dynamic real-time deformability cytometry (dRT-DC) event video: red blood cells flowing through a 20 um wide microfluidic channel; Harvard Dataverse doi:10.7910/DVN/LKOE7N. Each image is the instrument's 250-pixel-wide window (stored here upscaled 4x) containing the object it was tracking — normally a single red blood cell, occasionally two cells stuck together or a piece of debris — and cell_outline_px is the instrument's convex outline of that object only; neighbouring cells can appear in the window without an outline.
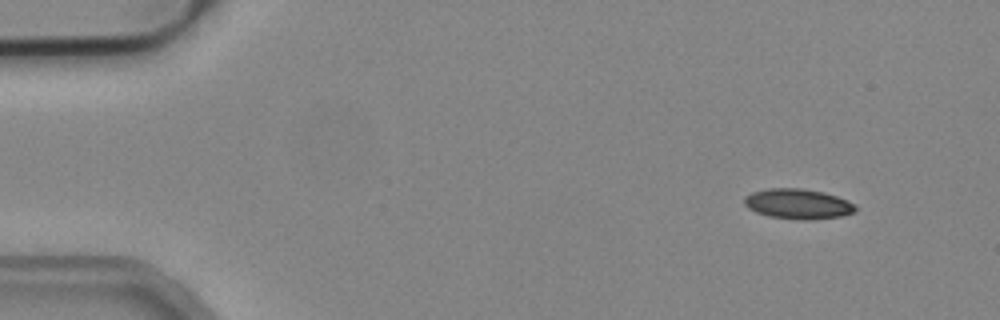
{"species": "common noctule bat (a hibernating species)", "species_latin": "Nyctalus noctula", "temperature_condition": "cold", "stored_images_in_passage": 4, "camera_frame_rate_fps": 3000, "um_per_image_px": 0.085, "animal": {"sex": "male", "body_mass_g": 19.2, "forearm_length_mm": 51.8}, "frame": {"image": 1, "passage_image": 1, "time_ms": 0.0, "image_size_px": [1000, 320], "cell_outline_px": [[856, 212], [840, 216], [768, 216], [756, 212], [748, 208], [744, 204], [744, 196], [752, 192], [768, 188], [804, 188], [824, 192], [848, 200], [856, 204]], "centroid_in_image_um": [67.8, 17.25], "position_along_channel_um": 17.2, "area_um2": 18.55}}
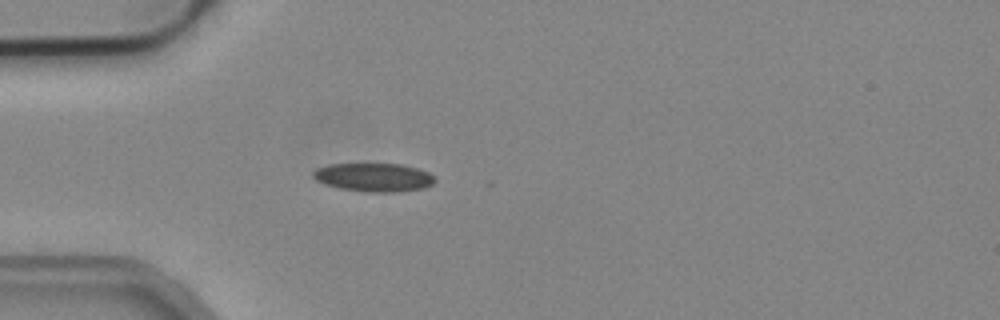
{"frame": {"image": 2, "passage_image": 4, "time_ms": 1.0, "image_size_px": [1000, 320], "cell_outline_px": [[436, 180], [432, 184], [424, 188], [396, 192], [368, 192], [340, 188], [324, 184], [316, 180], [312, 176], [312, 172], [316, 168], [328, 164], [404, 164], [428, 172]], "centroid_in_image_um": [31.75, 15.07], "position_along_channel_um": 53.3, "area_um2": 20.23}}